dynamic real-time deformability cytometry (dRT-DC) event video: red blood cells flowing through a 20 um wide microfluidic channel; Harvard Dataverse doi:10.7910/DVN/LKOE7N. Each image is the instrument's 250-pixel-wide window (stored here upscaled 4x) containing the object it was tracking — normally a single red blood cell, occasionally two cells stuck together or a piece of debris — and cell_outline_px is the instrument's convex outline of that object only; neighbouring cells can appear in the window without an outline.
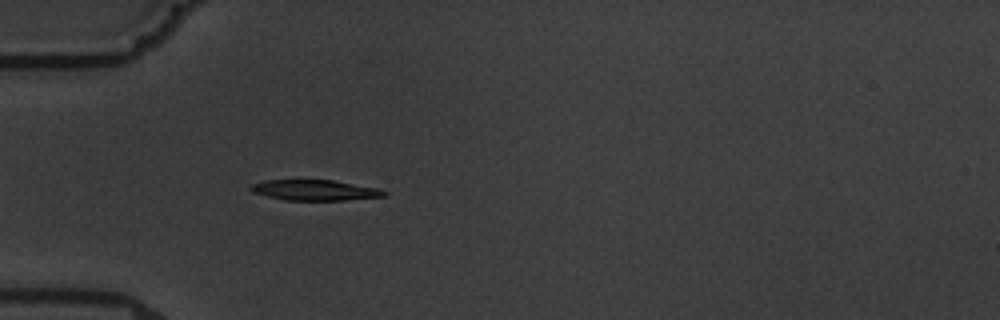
{"species": "common noctule bat (a hibernating species)", "species_latin": "Nyctalus noctula", "temperature_condition": "warm", "stored_images_in_passage": 5, "camera_frame_rate_fps": 3000, "um_per_image_px": 0.085, "animal": {"sex": "male", "body_mass_g": 19.5, "forearm_length_mm": 54.6}, "frame": {"image": 1, "passage_image": 5, "time_ms": 5.667, "image_size_px": [1000, 320], "cell_outline_px": [[388, 196], [344, 200], [284, 200], [252, 192], [248, 188], [252, 184], [264, 180], [332, 180], [376, 188], [388, 192]], "centroid_in_image_um": [26.75, 16.16], "position_along_channel_um": 58.3, "area_um2": 15.9}}